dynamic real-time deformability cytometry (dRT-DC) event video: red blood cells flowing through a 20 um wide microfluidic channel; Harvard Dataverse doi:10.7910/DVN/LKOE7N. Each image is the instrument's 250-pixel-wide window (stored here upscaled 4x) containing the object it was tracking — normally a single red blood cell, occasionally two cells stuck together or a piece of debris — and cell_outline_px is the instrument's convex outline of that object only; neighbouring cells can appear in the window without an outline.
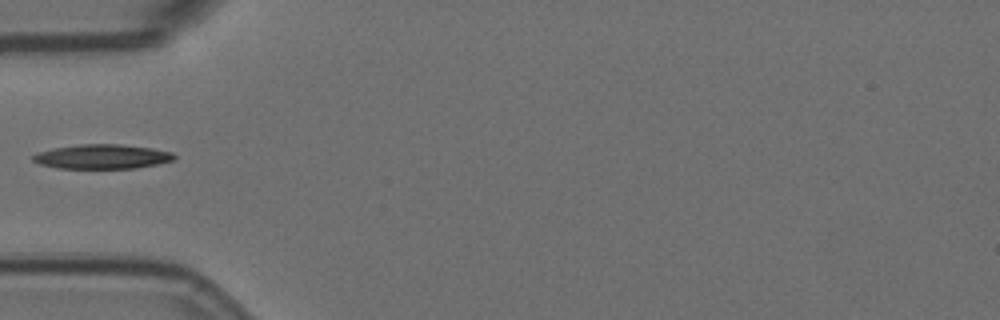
{"species": "Egyptian fruit bat (a non-hibernating species)", "species_latin": "Rousettus aegyptiacus", "temperature_condition": "room temperature", "stored_images_in_passage": 5, "camera_frame_rate_fps": 3000, "um_per_image_px": 0.085, "animal": {"sex": "female"}, "frame": {"image": 1, "passage_image": 4, "time_ms": 1.0, "image_size_px": [1000, 320], "cell_outline_px": [[176, 160], [136, 168], [56, 168], [40, 164], [32, 160], [32, 156], [36, 152], [52, 148], [80, 144], [120, 144], [152, 148], [172, 152], [176, 156]], "centroid_in_image_um": [8.67, 13.31], "position_along_channel_um": 76.3, "area_um2": 20.23}}
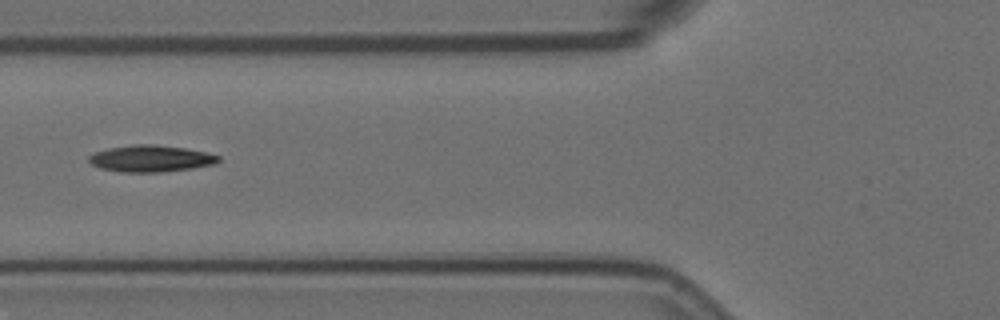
{"frame": {"image": 2, "passage_image": 5, "time_ms": 1.333, "image_size_px": [1000, 320], "cell_outline_px": [[220, 160], [216, 164], [192, 168], [160, 172], [120, 172], [100, 168], [92, 164], [88, 160], [88, 156], [96, 152], [108, 148], [136, 144], [152, 144], [184, 148], [208, 152], [220, 156]], "centroid_in_image_um": [12.84, 13.48], "position_along_channel_um": 113.0, "area_um2": 20.11}}